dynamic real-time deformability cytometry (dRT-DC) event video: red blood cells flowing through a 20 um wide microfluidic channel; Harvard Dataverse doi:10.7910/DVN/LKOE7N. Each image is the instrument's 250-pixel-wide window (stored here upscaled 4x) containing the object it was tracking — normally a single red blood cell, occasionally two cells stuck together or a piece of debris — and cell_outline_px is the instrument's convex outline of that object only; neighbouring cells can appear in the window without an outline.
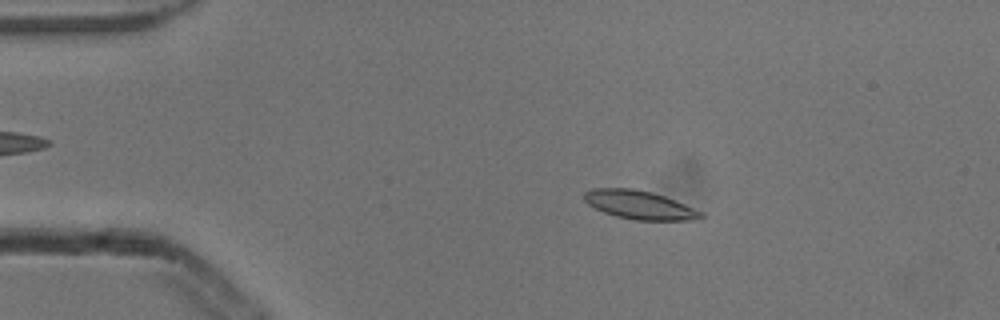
{"species": "common noctule bat (a hibernating species)", "species_latin": "Nyctalus noctula", "temperature_condition": "cold", "stored_images_in_passage": 6, "camera_frame_rate_fps": 3000, "um_per_image_px": 0.085, "animal": {"sex": "male", "body_mass_g": 13.3}, "frame": {"image": 1, "passage_image": 2, "time_ms": 0.333, "image_size_px": [1000, 320], "cell_outline_px": [[708, 216], [700, 220], [636, 220], [616, 216], [604, 212], [588, 204], [584, 200], [584, 192], [592, 188], [632, 188], [652, 192], [664, 196], [704, 212]], "centroid_in_image_um": [54.41, 17.42], "position_along_channel_um": 30.6, "area_um2": 19.54}}
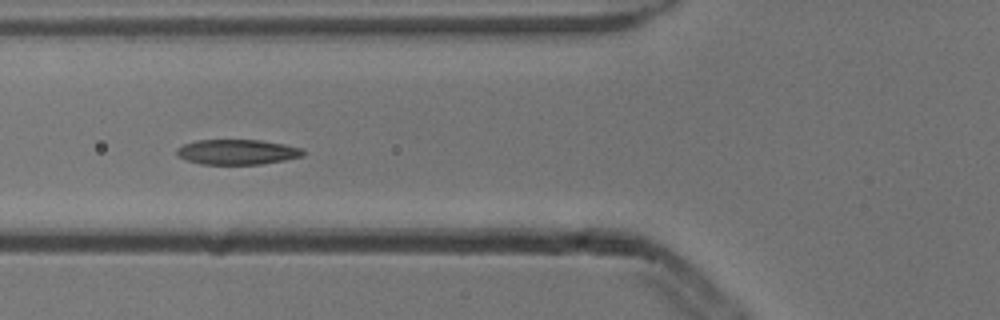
{"frame": {"image": 2, "passage_image": 5, "time_ms": 1.333, "image_size_px": [1000, 320], "cell_outline_px": [[304, 156], [284, 160], [260, 164], [200, 164], [188, 160], [180, 156], [176, 152], [176, 148], [184, 144], [196, 140], [260, 140], [284, 144], [300, 148], [304, 152]], "centroid_in_image_um": [20.16, 12.91], "position_along_channel_um": 105.6, "area_um2": 18.32}}
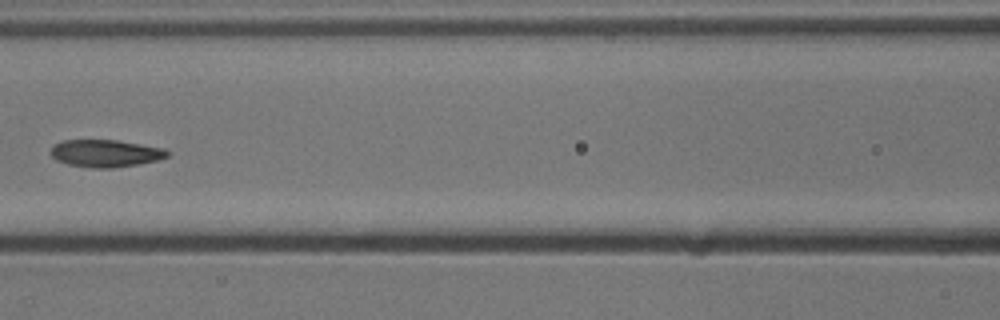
{"frame": {"image": 3, "passage_image": 6, "time_ms": 1.667, "image_size_px": [1000, 320], "cell_outline_px": [[168, 156], [156, 160], [136, 164], [112, 168], [92, 168], [68, 164], [56, 160], [52, 156], [52, 148], [56, 144], [64, 140], [116, 140], [164, 148], [168, 152]], "centroid_in_image_um": [8.96, 13.03], "position_along_channel_um": 157.6, "area_um2": 18.26}}